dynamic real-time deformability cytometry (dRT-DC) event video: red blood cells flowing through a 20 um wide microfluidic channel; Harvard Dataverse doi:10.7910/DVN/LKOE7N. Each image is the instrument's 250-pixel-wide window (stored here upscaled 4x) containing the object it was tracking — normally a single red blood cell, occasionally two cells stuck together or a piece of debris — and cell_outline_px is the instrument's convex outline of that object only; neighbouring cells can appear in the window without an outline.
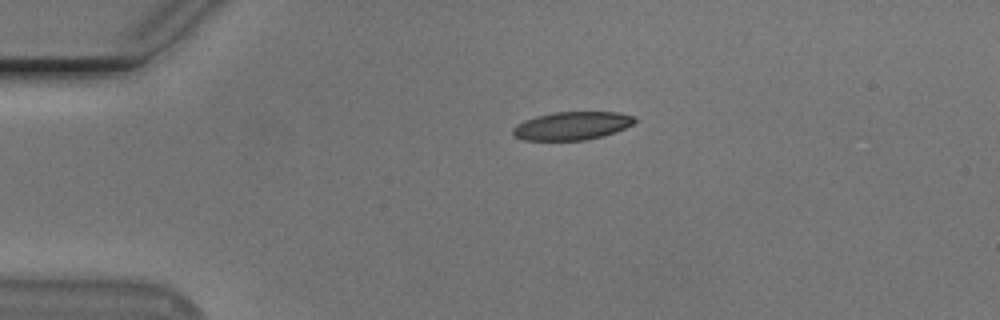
{"species": "Egyptian fruit bat (a non-hibernating species)", "species_latin": "Rousettus aegyptiacus", "temperature_condition": "cold", "stored_images_in_passage": 36, "camera_frame_rate_fps": 3000, "um_per_image_px": 0.085, "animal": {"sex": "male"}, "frame": {"image": 1, "passage_image": 1, "time_ms": 0.0, "image_size_px": [1000, 320], "cell_outline_px": [[636, 120], [632, 124], [624, 128], [604, 136], [588, 140], [524, 140], [512, 136], [512, 128], [516, 124], [524, 120], [536, 116], [556, 112], [620, 112], [636, 116]], "centroid_in_image_um": [48.6, 10.69], "position_along_channel_um": 36.4, "area_um2": 20.17}}
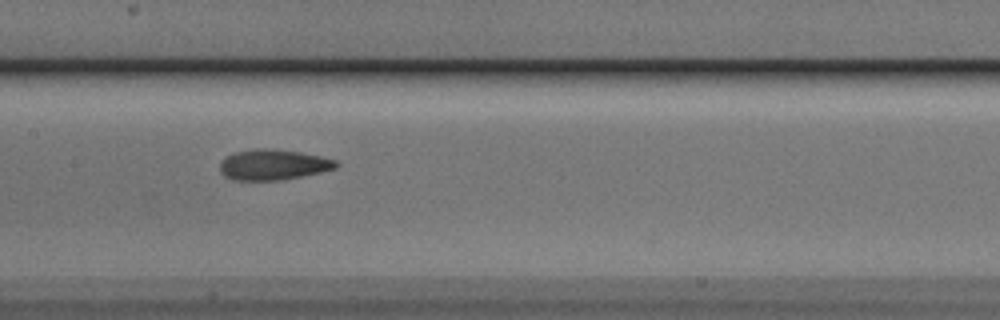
{"frame": {"image": 2, "passage_image": 16, "time_ms": 5.0, "image_size_px": [1000, 320], "cell_outline_px": [[340, 164], [336, 168], [320, 172], [280, 180], [232, 180], [224, 176], [220, 172], [220, 160], [236, 152], [256, 148], [264, 148], [300, 152], [320, 156], [336, 160]], "centroid_in_image_um": [23.2, 14.0], "position_along_channel_um": 184.2, "area_um2": 20.58}}
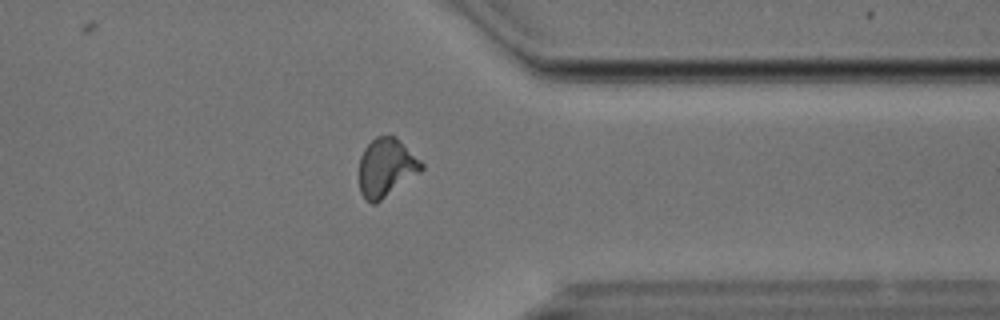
{"frame": {"image": 3, "passage_image": 32, "time_ms": 10.333, "image_size_px": [1000, 320], "cell_outline_px": [[424, 168], [420, 172], [376, 204], [372, 204], [360, 192], [360, 156], [364, 148], [376, 136], [396, 136], [424, 164]], "centroid_in_image_um": [32.83, 14.23], "position_along_channel_um": 378.6, "area_um2": 21.04}}